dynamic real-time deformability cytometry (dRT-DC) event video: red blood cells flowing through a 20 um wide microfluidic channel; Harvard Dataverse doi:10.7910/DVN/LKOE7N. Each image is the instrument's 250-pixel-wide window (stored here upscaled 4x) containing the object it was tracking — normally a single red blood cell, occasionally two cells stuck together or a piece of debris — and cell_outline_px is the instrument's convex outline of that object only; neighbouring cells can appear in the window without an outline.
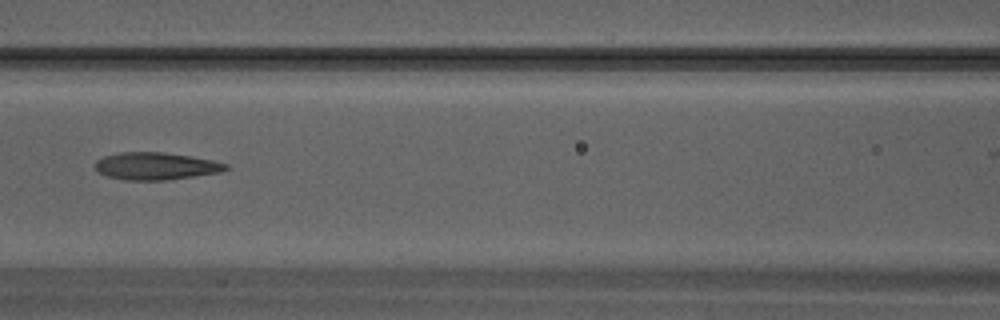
{"species": "Egyptian fruit bat (a non-hibernating species)", "species_latin": "Rousettus aegyptiacus", "temperature_condition": "warm", "stored_images_in_passage": 21, "camera_frame_rate_fps": 3000, "um_per_image_px": 0.085, "animal": {"sex": "male"}, "frame": {"image": 1, "passage_image": 12, "time_ms": 3.667, "image_size_px": [1000, 320], "cell_outline_px": [[232, 168], [220, 172], [164, 180], [124, 180], [108, 176], [100, 172], [96, 168], [96, 160], [104, 156], [120, 152], [164, 152], [212, 160], [228, 164]], "centroid_in_image_um": [13.26, 14.11], "position_along_channel_um": 153.3, "area_um2": 20.63}}
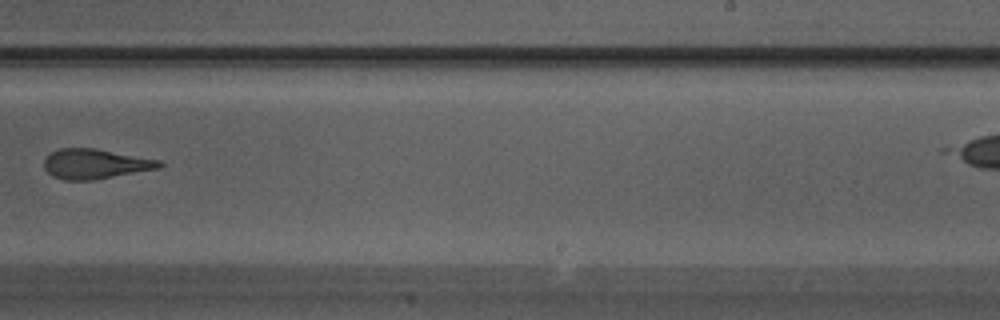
{"frame": {"image": 2, "passage_image": 18, "time_ms": 5.667, "image_size_px": [1000, 320], "cell_outline_px": [[164, 164], [160, 168], [92, 180], [64, 180], [52, 176], [44, 168], [44, 156], [60, 148], [96, 148], [160, 160]], "centroid_in_image_um": [8.07, 13.92], "position_along_channel_um": 280.9, "area_um2": 20.11}}
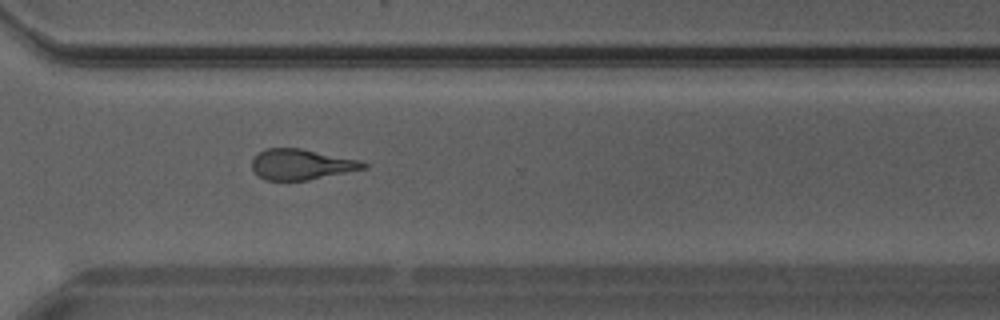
{"frame": {"image": 3, "passage_image": 21, "time_ms": 6.667, "image_size_px": [1000, 320], "cell_outline_px": [[368, 168], [308, 180], [268, 180], [260, 176], [252, 168], [252, 156], [264, 148], [300, 148], [360, 160], [368, 164]], "centroid_in_image_um": [25.62, 13.96], "position_along_channel_um": 345.0, "area_um2": 19.88}}